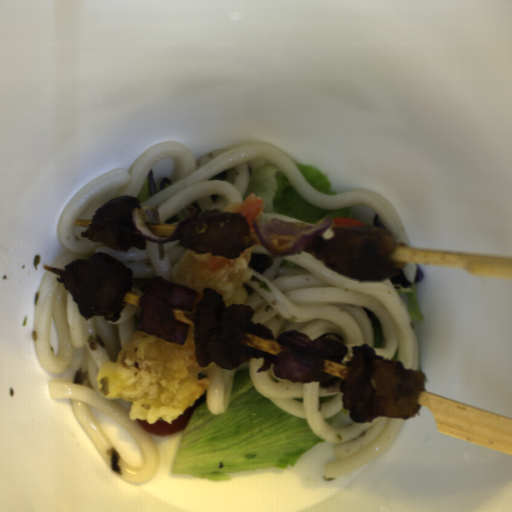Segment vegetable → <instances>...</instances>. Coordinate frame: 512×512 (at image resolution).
Returning <instances> with one entry per match:
<instances>
[{
    "label": "vegetable",
    "mask_w": 512,
    "mask_h": 512,
    "mask_svg": "<svg viewBox=\"0 0 512 512\" xmlns=\"http://www.w3.org/2000/svg\"><path fill=\"white\" fill-rule=\"evenodd\" d=\"M249 366L250 359L235 367L226 413L208 410L206 391L193 402L171 466L173 474L229 481L227 474L286 470L325 442L313 435L304 418L282 411L259 393Z\"/></svg>",
    "instance_id": "1"
},
{
    "label": "vegetable",
    "mask_w": 512,
    "mask_h": 512,
    "mask_svg": "<svg viewBox=\"0 0 512 512\" xmlns=\"http://www.w3.org/2000/svg\"><path fill=\"white\" fill-rule=\"evenodd\" d=\"M281 349L274 360L273 375L291 382H328L332 374L325 373L323 362L339 363L348 354L343 338L320 334L311 340L297 330L284 331L278 336Z\"/></svg>",
    "instance_id": "2"
},
{
    "label": "vegetable",
    "mask_w": 512,
    "mask_h": 512,
    "mask_svg": "<svg viewBox=\"0 0 512 512\" xmlns=\"http://www.w3.org/2000/svg\"><path fill=\"white\" fill-rule=\"evenodd\" d=\"M139 294L137 330L183 346L189 324L175 318L174 310L192 313L198 292L158 275L148 279Z\"/></svg>",
    "instance_id": "3"
},
{
    "label": "vegetable",
    "mask_w": 512,
    "mask_h": 512,
    "mask_svg": "<svg viewBox=\"0 0 512 512\" xmlns=\"http://www.w3.org/2000/svg\"><path fill=\"white\" fill-rule=\"evenodd\" d=\"M251 193L262 198V214L283 215L310 224L347 218L354 210L353 205L341 209L315 206L293 188L278 164L270 162L251 172L243 200Z\"/></svg>",
    "instance_id": "4"
},
{
    "label": "vegetable",
    "mask_w": 512,
    "mask_h": 512,
    "mask_svg": "<svg viewBox=\"0 0 512 512\" xmlns=\"http://www.w3.org/2000/svg\"><path fill=\"white\" fill-rule=\"evenodd\" d=\"M327 218L318 225L272 219L268 224L253 219L251 225L260 245L272 255L286 256L301 253L311 246L333 224Z\"/></svg>",
    "instance_id": "5"
},
{
    "label": "vegetable",
    "mask_w": 512,
    "mask_h": 512,
    "mask_svg": "<svg viewBox=\"0 0 512 512\" xmlns=\"http://www.w3.org/2000/svg\"><path fill=\"white\" fill-rule=\"evenodd\" d=\"M186 217L178 222H163L156 206H141L131 213V223L135 231L145 241L166 244L181 237L182 232L197 218L198 209L188 206Z\"/></svg>",
    "instance_id": "6"
},
{
    "label": "vegetable",
    "mask_w": 512,
    "mask_h": 512,
    "mask_svg": "<svg viewBox=\"0 0 512 512\" xmlns=\"http://www.w3.org/2000/svg\"><path fill=\"white\" fill-rule=\"evenodd\" d=\"M295 165L309 185L316 191L329 195H338L332 190L327 176L319 168L299 163Z\"/></svg>",
    "instance_id": "7"
},
{
    "label": "vegetable",
    "mask_w": 512,
    "mask_h": 512,
    "mask_svg": "<svg viewBox=\"0 0 512 512\" xmlns=\"http://www.w3.org/2000/svg\"><path fill=\"white\" fill-rule=\"evenodd\" d=\"M396 293L407 305V313L409 317L416 320H424V315L419 307L418 298L414 283L411 282L409 287H395Z\"/></svg>",
    "instance_id": "8"
},
{
    "label": "vegetable",
    "mask_w": 512,
    "mask_h": 512,
    "mask_svg": "<svg viewBox=\"0 0 512 512\" xmlns=\"http://www.w3.org/2000/svg\"><path fill=\"white\" fill-rule=\"evenodd\" d=\"M362 310L366 314L374 336V347H380L384 342V330L383 324L379 321L374 313L368 310L365 306H361Z\"/></svg>",
    "instance_id": "9"
},
{
    "label": "vegetable",
    "mask_w": 512,
    "mask_h": 512,
    "mask_svg": "<svg viewBox=\"0 0 512 512\" xmlns=\"http://www.w3.org/2000/svg\"><path fill=\"white\" fill-rule=\"evenodd\" d=\"M149 183H150V178H148L146 176L142 183V186L139 190V193L136 197V199L139 200V205L141 203H143L144 201H146L147 199L151 198L150 191H149Z\"/></svg>",
    "instance_id": "10"
},
{
    "label": "vegetable",
    "mask_w": 512,
    "mask_h": 512,
    "mask_svg": "<svg viewBox=\"0 0 512 512\" xmlns=\"http://www.w3.org/2000/svg\"><path fill=\"white\" fill-rule=\"evenodd\" d=\"M120 464H121L120 455H119L118 451H116L113 448L112 451L110 452V468L116 475H120V473H121Z\"/></svg>",
    "instance_id": "11"
}]
</instances>
